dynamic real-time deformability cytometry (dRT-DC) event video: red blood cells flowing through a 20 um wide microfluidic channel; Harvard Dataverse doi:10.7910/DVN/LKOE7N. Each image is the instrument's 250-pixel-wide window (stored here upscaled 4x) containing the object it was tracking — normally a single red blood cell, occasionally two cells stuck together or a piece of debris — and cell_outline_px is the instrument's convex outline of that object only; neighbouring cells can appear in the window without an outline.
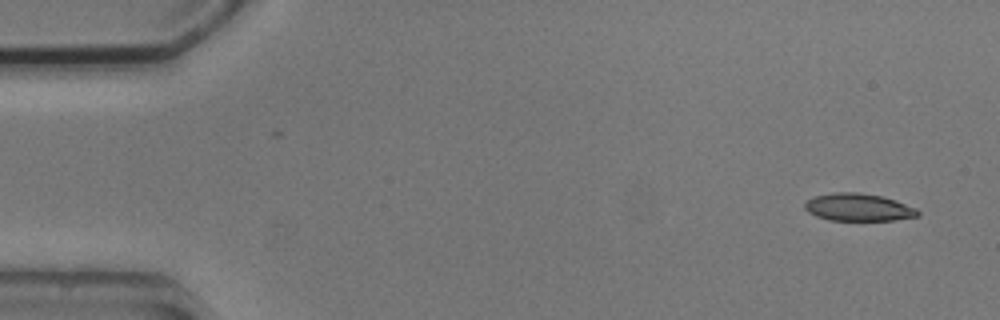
{"species": "common noctule bat (a hibernating species)", "species_latin": "Nyctalus noctula", "temperature_condition": "cold", "stored_images_in_passage": 5, "camera_frame_rate_fps": 3000, "um_per_image_px": 0.085, "animal": {"sex": "male", "body_mass_g": 20.5, "forearm_length_mm": 52.5}, "frame": {"image": 1, "passage_image": 1, "time_ms": 0.0, "image_size_px": [1000, 320], "cell_outline_px": [[920, 216], [892, 220], [828, 220], [816, 216], [808, 212], [804, 208], [804, 204], [808, 200], [816, 196], [832, 192], [856, 192], [880, 196], [896, 200], [916, 208], [920, 212]], "centroid_in_image_um": [72.96, 17.62], "position_along_channel_um": 12.0, "area_um2": 18.09}}
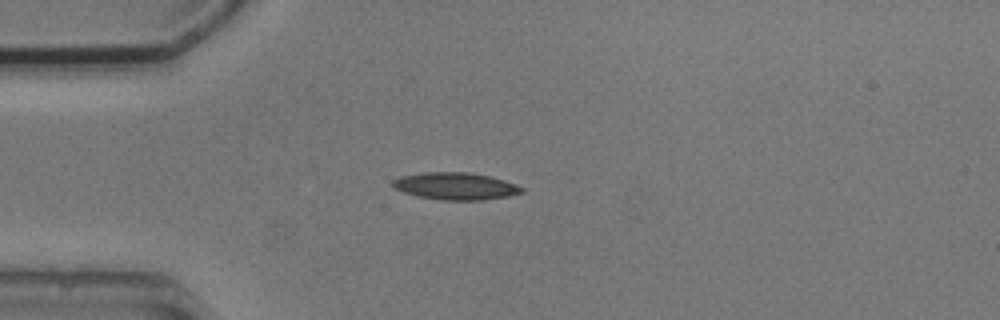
{"frame": {"image": 2, "passage_image": 4, "time_ms": 3.667, "image_size_px": [1000, 320], "cell_outline_px": [[524, 192], [508, 196], [480, 200], [440, 200], [420, 196], [404, 192], [396, 188], [392, 184], [392, 180], [400, 176], [424, 172], [472, 172], [504, 180], [524, 188]], "centroid_in_image_um": [38.73, 15.81], "position_along_channel_um": 46.3, "area_um2": 20.29}}